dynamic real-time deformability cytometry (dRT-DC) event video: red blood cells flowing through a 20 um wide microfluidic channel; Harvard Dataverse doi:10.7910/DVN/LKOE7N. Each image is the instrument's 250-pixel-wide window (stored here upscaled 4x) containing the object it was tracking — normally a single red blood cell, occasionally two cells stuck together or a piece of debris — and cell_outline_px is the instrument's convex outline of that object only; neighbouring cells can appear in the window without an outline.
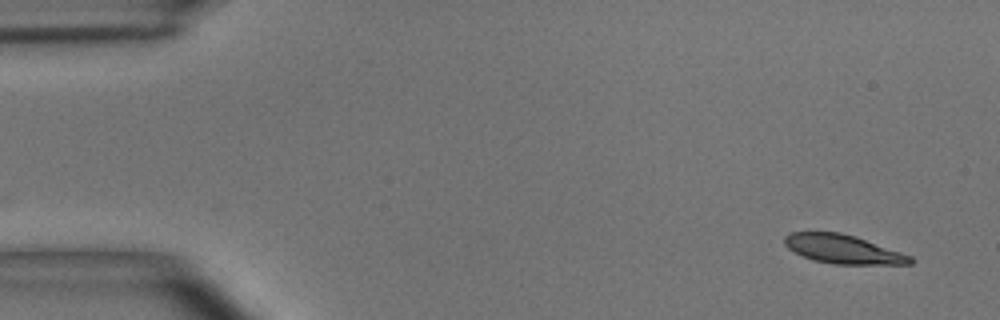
{"species": "common noctule bat (a hibernating species)", "species_latin": "Nyctalus noctula", "temperature_condition": "room temperature", "stored_images_in_passage": 6, "camera_frame_rate_fps": 3000, "um_per_image_px": 0.085, "animal": {"sex": "male", "body_mass_g": 15.6}, "frame": {"image": 1, "passage_image": 6, "time_ms": 1.667, "image_size_px": [1000, 320], "cell_outline_px": [[916, 260], [912, 264], [832, 264], [812, 260], [788, 248], [784, 244], [784, 236], [788, 232], [840, 232], [856, 236], [912, 256]], "centroid_in_image_um": [71.67, 21.18], "position_along_channel_um": 13.3, "area_um2": 21.21}}